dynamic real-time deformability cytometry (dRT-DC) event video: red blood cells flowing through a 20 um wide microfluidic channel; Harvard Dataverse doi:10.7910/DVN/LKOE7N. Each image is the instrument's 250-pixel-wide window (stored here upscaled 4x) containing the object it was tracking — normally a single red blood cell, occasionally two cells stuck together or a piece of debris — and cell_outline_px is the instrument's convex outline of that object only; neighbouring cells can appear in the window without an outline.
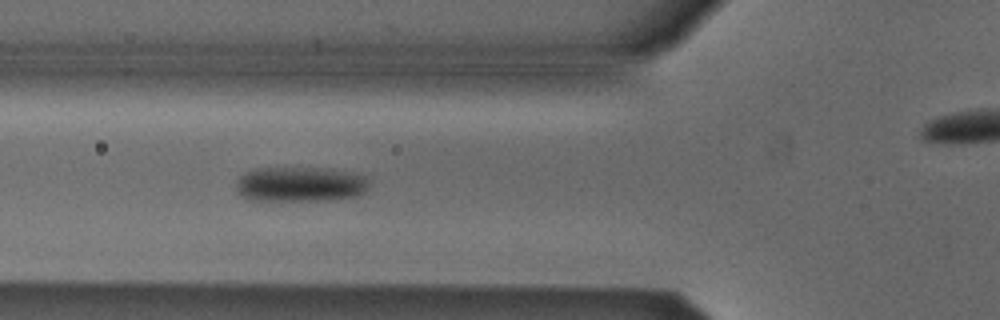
{"species": "Egyptian fruit bat (a non-hibernating species)", "species_latin": "Rousettus aegyptiacus", "temperature_condition": "cold", "stored_images_in_passage": 42, "camera_frame_rate_fps": 3000, "um_per_image_px": 0.085, "animal": {"sex": "male"}, "frame": {"image": 1, "passage_image": 7, "time_ms": 2.0, "image_size_px": [1000, 320], "cell_outline_px": [[368, 184], [364, 192], [356, 196], [328, 200], [248, 200], [240, 196], [236, 192], [236, 180], [244, 172], [256, 168], [332, 168], [364, 176], [368, 180]], "centroid_in_image_um": [25.45, 15.66], "position_along_channel_um": 100.3, "area_um2": 27.28}}
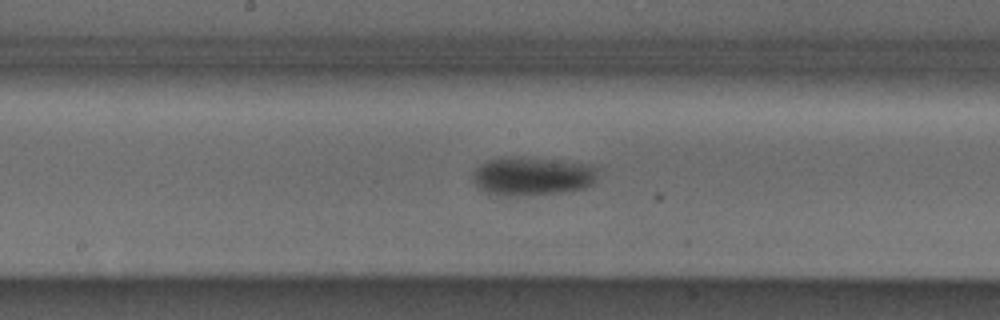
{"frame": {"image": 2, "passage_image": 15, "time_ms": 4.667, "image_size_px": [1000, 320], "cell_outline_px": [[596, 180], [592, 184], [584, 188], [564, 192], [516, 196], [496, 196], [484, 192], [472, 180], [472, 172], [480, 164], [488, 160], [548, 160], [592, 164], [596, 168]], "centroid_in_image_um": [45.24, 15.04], "position_along_channel_um": 203.0, "area_um2": 27.28}}
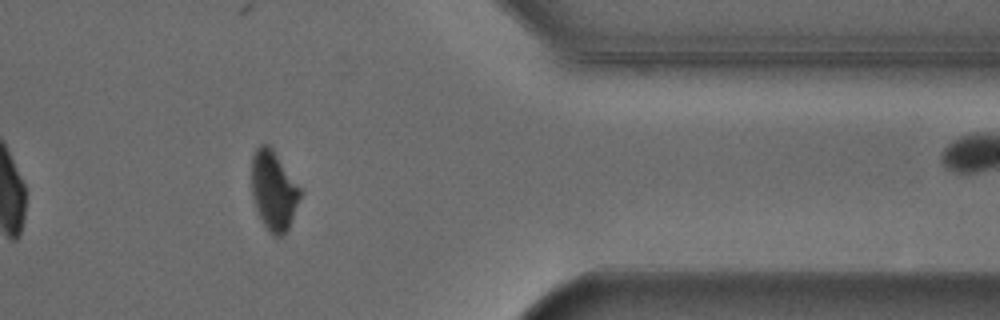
{"frame": {"image": 3, "passage_image": 31, "time_ms": 10.0, "image_size_px": [1000, 320], "cell_outline_px": [[300, 196], [288, 228], [280, 236], [276, 236], [268, 232], [256, 208], [252, 196], [252, 156], [256, 148], [260, 144], [268, 144], [272, 148], [300, 188]], "centroid_in_image_um": [23.23, 16.17], "position_along_channel_um": 388.2, "area_um2": 21.91}, "authors_computed_cell_mechanics": {"area_um2": 26.6458, "velocity_mm_per_s": 3.8469, "shape_relaxation_time_tau1_ms": 7.172, "shape_relaxation_time_tau2_ms": null, "deformation_change_tau1": 0.1463, "deformation_change_tau2": null}}